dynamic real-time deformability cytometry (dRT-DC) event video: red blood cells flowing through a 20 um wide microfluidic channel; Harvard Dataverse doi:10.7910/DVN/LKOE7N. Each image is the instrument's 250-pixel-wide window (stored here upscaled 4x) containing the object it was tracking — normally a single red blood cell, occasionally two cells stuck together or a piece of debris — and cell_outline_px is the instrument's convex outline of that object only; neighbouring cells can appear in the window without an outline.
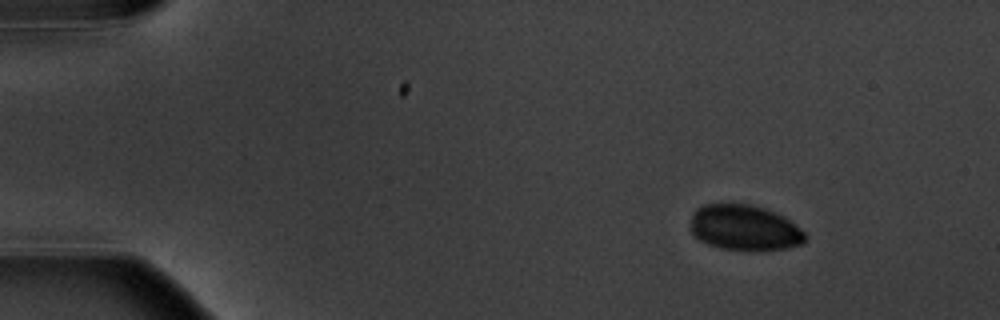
{"species": "common noctule bat (a hibernating species)", "species_latin": "Nyctalus noctula", "temperature_condition": "warm", "stored_images_in_passage": 5, "camera_frame_rate_fps": 3000, "um_per_image_px": 0.085, "animal": {"sex": "male", "body_mass_g": 20.1, "forearm_length_mm": 53.5}, "frame": {"image": 1, "passage_image": 1, "time_ms": 0.0, "image_size_px": [1000, 320], "cell_outline_px": [[808, 236], [804, 244], [784, 248], [720, 248], [708, 244], [700, 240], [688, 228], [688, 224], [692, 212], [696, 208], [704, 204], [752, 204], [764, 208], [784, 216], [796, 224]], "centroid_in_image_um": [63.25, 19.31], "position_along_channel_um": 21.7, "area_um2": 30.23}}